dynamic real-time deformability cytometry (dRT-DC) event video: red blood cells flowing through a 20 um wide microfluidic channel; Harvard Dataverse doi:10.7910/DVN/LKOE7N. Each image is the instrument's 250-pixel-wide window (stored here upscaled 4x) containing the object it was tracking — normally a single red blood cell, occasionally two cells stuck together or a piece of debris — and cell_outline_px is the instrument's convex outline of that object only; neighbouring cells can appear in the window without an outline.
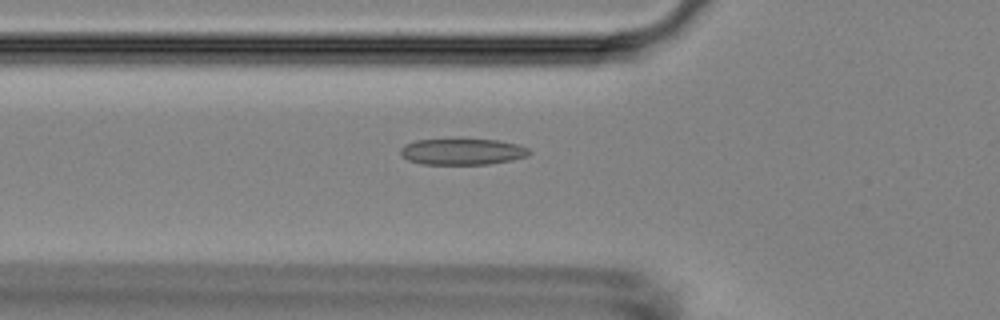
{"species": "Egyptian fruit bat (a non-hibernating species)", "species_latin": "Rousettus aegyptiacus", "temperature_condition": "room temperature", "stored_images_in_passage": 55, "camera_frame_rate_fps": 3000, "um_per_image_px": 0.085, "animal": {"sex": "female"}, "frame": {"image": 1, "passage_image": 19, "time_ms": 6.0, "image_size_px": [1000, 320], "cell_outline_px": [[532, 152], [528, 156], [512, 160], [488, 164], [424, 164], [408, 160], [400, 152], [400, 148], [404, 144], [416, 140], [496, 140], [516, 144], [528, 148]], "centroid_in_image_um": [39.31, 12.9], "position_along_channel_um": 86.5, "area_um2": 19.42}}
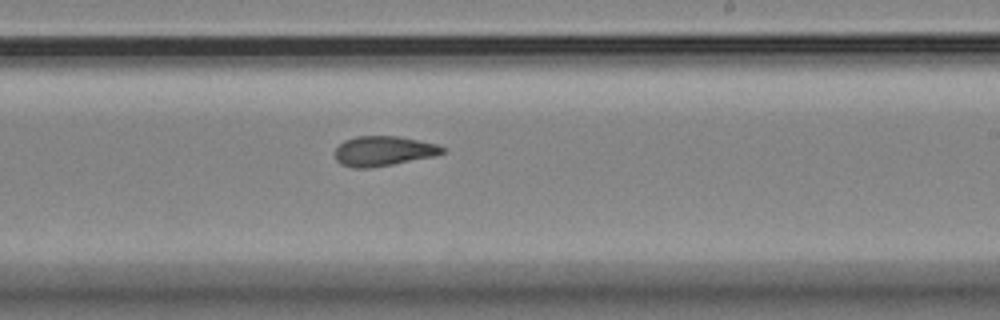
{"frame": {"image": 2, "passage_image": 33, "time_ms": 10.667, "image_size_px": [1000, 320], "cell_outline_px": [[444, 152], [432, 156], [372, 168], [352, 168], [340, 164], [336, 160], [336, 148], [344, 140], [356, 136], [400, 136], [436, 144], [444, 148]], "centroid_in_image_um": [32.54, 12.83], "position_along_channel_um": 256.5, "area_um2": 18.55}}
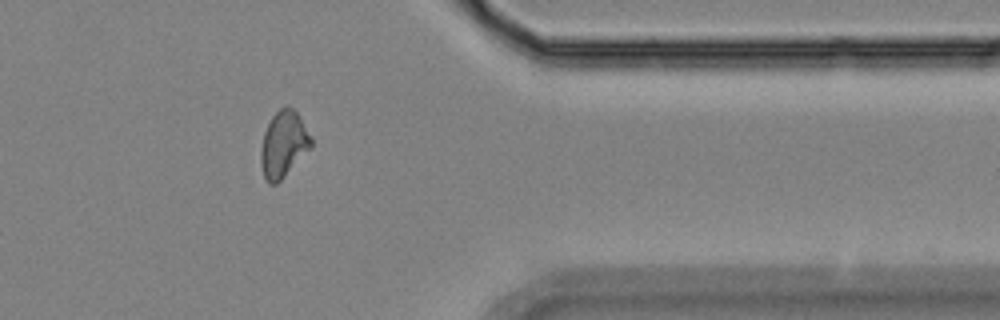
{"frame": {"image": 3, "passage_image": 45, "time_ms": 14.667, "image_size_px": [1000, 320], "cell_outline_px": [[312, 144], [284, 176], [276, 184], [268, 184], [264, 176], [260, 164], [260, 152], [264, 132], [272, 116], [284, 104], [292, 108], [300, 116], [312, 136]], "centroid_in_image_um": [24.08, 12.23], "position_along_channel_um": 387.3, "area_um2": 19.19}, "authors_computed_cell_mechanics": {"area_um2": 19.3052, "velocity_mm_per_s": 3.6281, "shape_relaxation_time_tau1_ms": null, "shape_relaxation_time_tau2_ms": 2.9176, "deformation_change_tau1": null, "deformation_change_tau2": 0.1024}}